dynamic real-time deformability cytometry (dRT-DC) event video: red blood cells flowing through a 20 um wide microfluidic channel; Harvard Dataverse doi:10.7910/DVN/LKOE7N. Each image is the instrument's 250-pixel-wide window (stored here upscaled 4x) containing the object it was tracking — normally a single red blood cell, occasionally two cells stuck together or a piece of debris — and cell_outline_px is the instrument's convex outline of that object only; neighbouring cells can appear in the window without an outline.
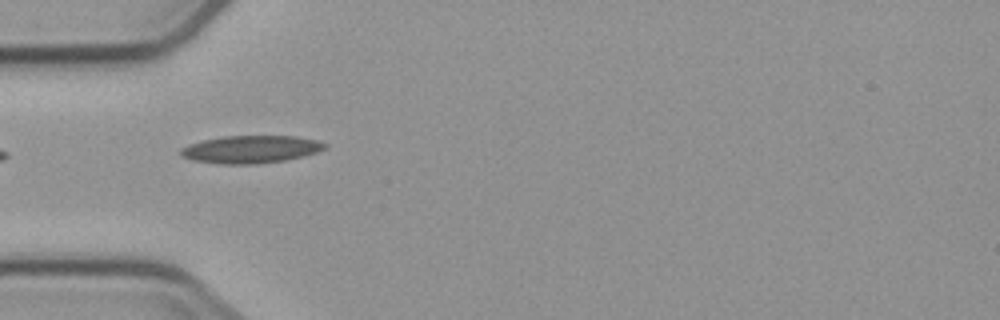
{"species": "common noctule bat (a hibernating species)", "species_latin": "Nyctalus noctula", "temperature_condition": "cold", "stored_images_in_passage": 5, "camera_frame_rate_fps": 3000, "um_per_image_px": 0.085, "animal": {"sex": "male", "body_mass_g": 23.1, "forearm_length_mm": 52.7}, "frame": {"image": 1, "passage_image": 4, "time_ms": 3.333, "image_size_px": [1000, 320], "cell_outline_px": [[328, 144], [324, 148], [316, 152], [304, 156], [284, 160], [256, 164], [220, 164], [192, 160], [180, 156], [180, 148], [188, 144], [204, 140], [224, 136], [296, 136], [316, 140]], "centroid_in_image_um": [21.28, 12.69], "position_along_channel_um": 63.7, "area_um2": 23.18}}
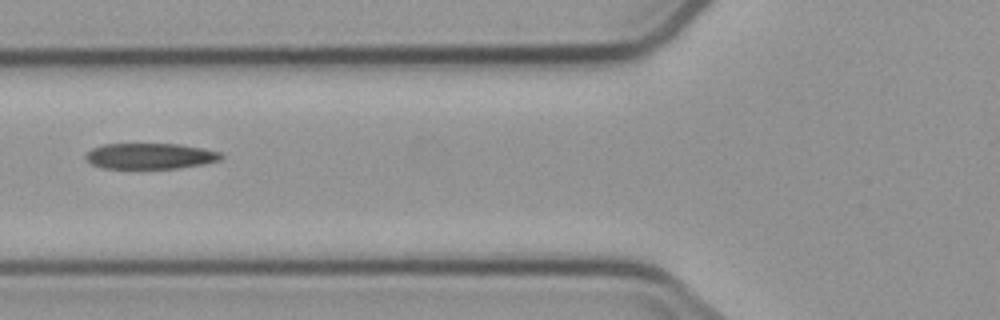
{"frame": {"image": 2, "passage_image": 5, "time_ms": 4.667, "image_size_px": [1000, 320], "cell_outline_px": [[224, 156], [220, 160], [204, 164], [180, 168], [100, 168], [92, 164], [84, 156], [92, 148], [104, 144], [180, 144], [204, 148], [220, 152]], "centroid_in_image_um": [12.79, 13.26], "position_along_channel_um": 113.0, "area_um2": 20.4}}